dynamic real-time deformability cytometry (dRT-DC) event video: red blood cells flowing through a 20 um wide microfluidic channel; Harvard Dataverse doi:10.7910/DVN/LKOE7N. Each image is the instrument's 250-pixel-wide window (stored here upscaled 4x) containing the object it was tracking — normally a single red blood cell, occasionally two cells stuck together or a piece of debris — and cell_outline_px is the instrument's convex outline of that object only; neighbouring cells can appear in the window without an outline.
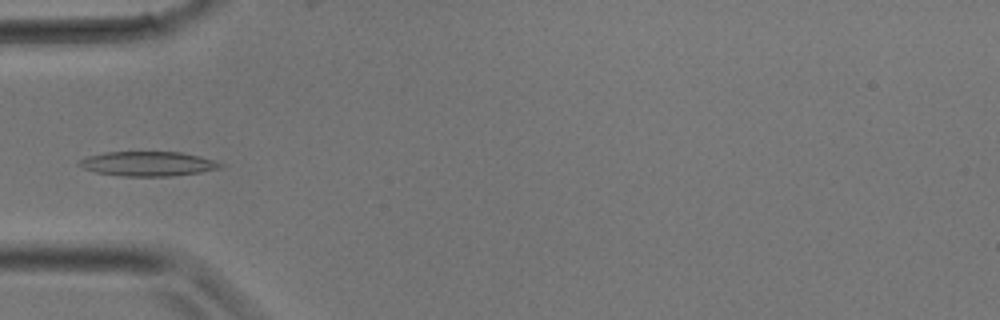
{"species": "common noctule bat (a hibernating species)", "species_latin": "Nyctalus noctula", "temperature_condition": "room temperature", "stored_images_in_passage": 32, "camera_frame_rate_fps": 3000, "um_per_image_px": 0.085, "animal": {"sex": "male", "body_mass_g": 17.9}, "frame": {"image": 1, "passage_image": 9, "time_ms": 2.667, "image_size_px": [1000, 320], "cell_outline_px": [[224, 164], [220, 168], [200, 172], [172, 176], [120, 176], [96, 172], [84, 168], [76, 164], [76, 160], [88, 156], [104, 152], [180, 152], [200, 156]], "centroid_in_image_um": [12.52, 13.92], "position_along_channel_um": 72.5, "area_um2": 20.23}}
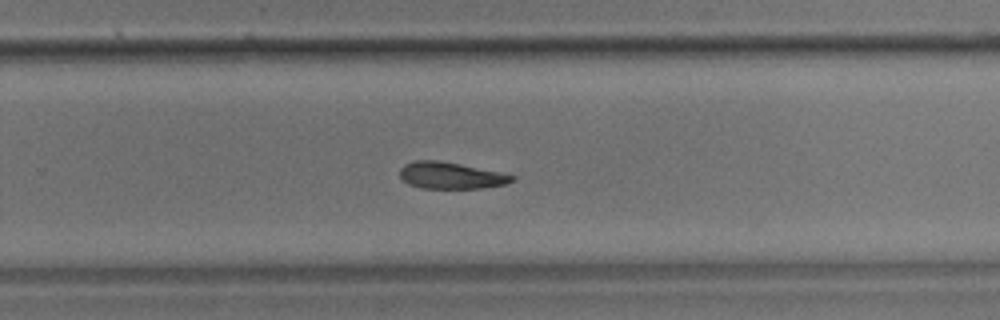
{"frame": {"image": 2, "passage_image": 20, "time_ms": 6.333, "image_size_px": [1000, 320], "cell_outline_px": [[516, 180], [504, 184], [484, 188], [420, 188], [408, 184], [400, 180], [400, 168], [404, 164], [416, 160], [440, 160], [500, 172], [516, 176]], "centroid_in_image_um": [38.29, 14.92], "position_along_channel_um": 291.5, "area_um2": 17.57}}
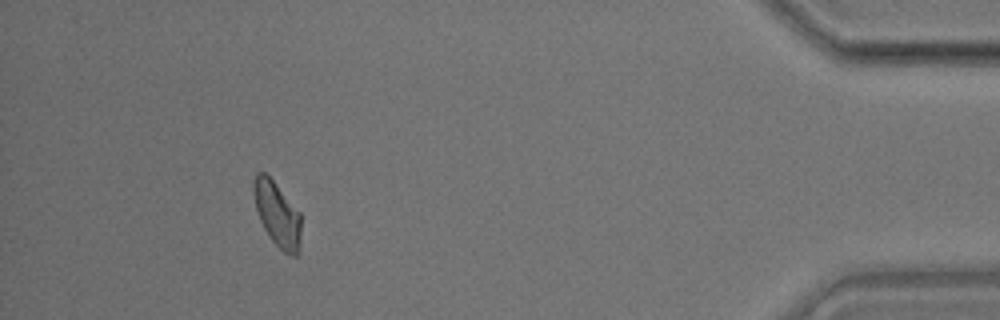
{"frame": {"image": 3, "passage_image": 29, "time_ms": 9.333, "image_size_px": [1000, 320], "cell_outline_px": [[300, 244], [296, 256], [292, 256], [284, 252], [268, 236], [260, 220], [256, 208], [252, 192], [252, 180], [256, 172], [264, 172], [272, 180], [300, 212]], "centroid_in_image_um": [23.53, 18.18], "position_along_channel_um": 411.7, "area_um2": 17.8}}